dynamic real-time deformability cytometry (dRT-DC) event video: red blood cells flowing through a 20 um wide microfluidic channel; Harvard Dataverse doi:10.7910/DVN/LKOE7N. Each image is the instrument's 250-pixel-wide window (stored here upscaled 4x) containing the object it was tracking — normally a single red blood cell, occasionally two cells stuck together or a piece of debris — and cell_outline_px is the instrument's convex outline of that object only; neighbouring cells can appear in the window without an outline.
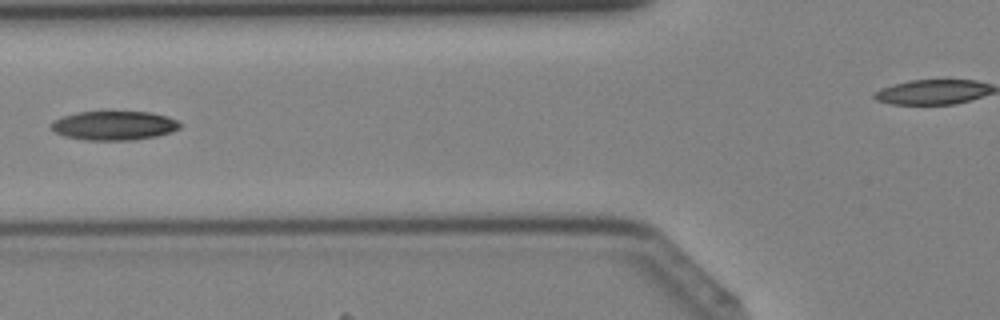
{"species": "Egyptian fruit bat (a non-hibernating species)", "species_latin": "Rousettus aegyptiacus", "temperature_condition": "cold", "stored_images_in_passage": 33, "camera_frame_rate_fps": 3000, "um_per_image_px": 0.085, "animal": {"sex": "female"}, "frame": {"image": 1, "passage_image": 12, "time_ms": 3.667, "image_size_px": [1000, 320], "cell_outline_px": [[184, 124], [180, 128], [172, 132], [156, 136], [132, 140], [84, 140], [64, 136], [56, 132], [52, 128], [52, 124], [56, 120], [64, 116], [76, 112], [152, 112], [168, 116]], "centroid_in_image_um": [9.77, 10.67], "position_along_channel_um": 116.0, "area_um2": 21.79}}
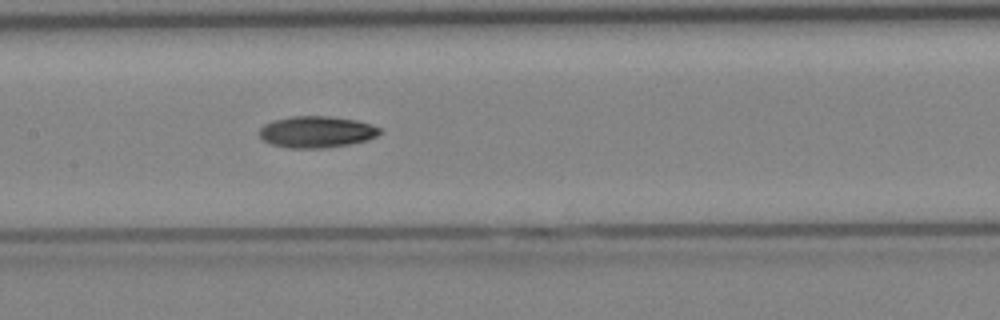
{"frame": {"image": 2, "passage_image": 16, "time_ms": 5.0, "image_size_px": [1000, 320], "cell_outline_px": [[384, 132], [368, 140], [348, 144], [324, 148], [288, 148], [272, 144], [264, 140], [260, 136], [260, 128], [264, 124], [272, 120], [292, 116], [332, 116], [356, 120], [372, 124], [380, 128]], "centroid_in_image_um": [26.94, 11.2], "position_along_channel_um": 180.5, "area_um2": 22.25}}
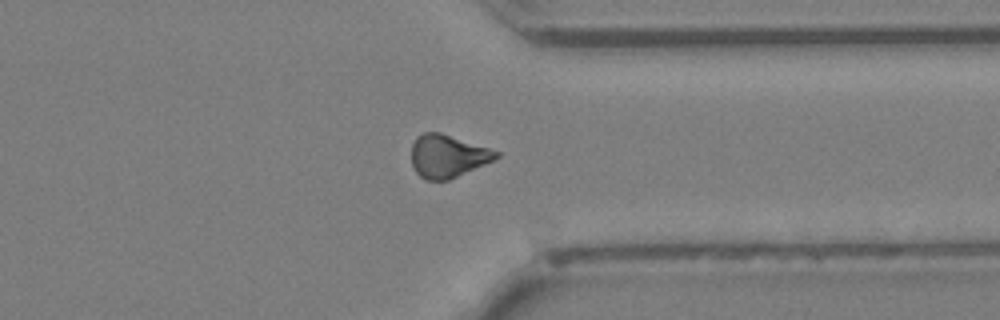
{"frame": {"image": 3, "passage_image": 28, "time_ms": 9.0, "image_size_px": [1000, 320], "cell_outline_px": [[500, 156], [492, 160], [448, 180], [428, 180], [420, 176], [416, 172], [412, 164], [412, 144], [416, 136], [424, 132], [440, 132], [500, 152]], "centroid_in_image_um": [38.01, 13.25], "position_along_channel_um": 373.4, "area_um2": 20.75}}